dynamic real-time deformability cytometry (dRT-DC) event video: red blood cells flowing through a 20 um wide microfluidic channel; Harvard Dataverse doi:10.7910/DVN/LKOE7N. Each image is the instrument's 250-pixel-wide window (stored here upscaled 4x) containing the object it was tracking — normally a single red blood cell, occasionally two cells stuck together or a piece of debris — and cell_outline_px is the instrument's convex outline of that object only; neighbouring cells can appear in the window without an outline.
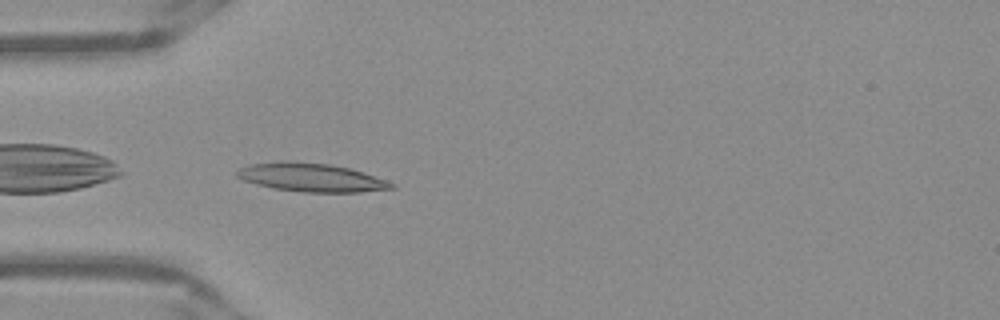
{"species": "Egyptian fruit bat (a non-hibernating species)", "species_latin": "Rousettus aegyptiacus", "temperature_condition": "warm", "stored_images_in_passage": 33, "camera_frame_rate_fps": 3000, "um_per_image_px": 0.085, "frame": {"image": 1, "passage_image": 1, "time_ms": 0.0, "image_size_px": [1000, 320], "cell_outline_px": [[396, 188], [360, 192], [304, 192], [272, 188], [256, 184], [244, 180], [236, 176], [236, 172], [240, 168], [252, 164], [280, 160], [292, 160], [328, 164], [348, 168], [396, 184]], "centroid_in_image_um": [26.41, 15.08], "position_along_channel_um": 58.6, "area_um2": 25.49}}
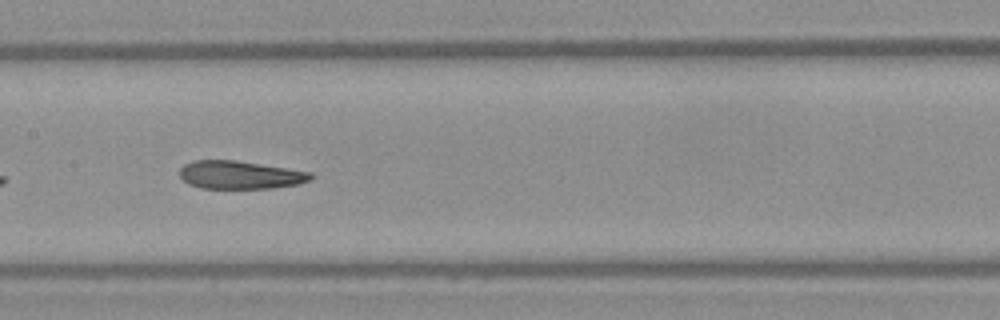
{"frame": {"image": 2, "passage_image": 11, "time_ms": 3.333, "image_size_px": [1000, 320], "cell_outline_px": [[316, 176], [312, 180], [296, 184], [272, 188], [200, 188], [188, 184], [180, 176], [180, 168], [184, 164], [192, 160], [236, 160], [312, 172]], "centroid_in_image_um": [20.42, 14.86], "position_along_channel_um": 187.0, "area_um2": 21.56}}
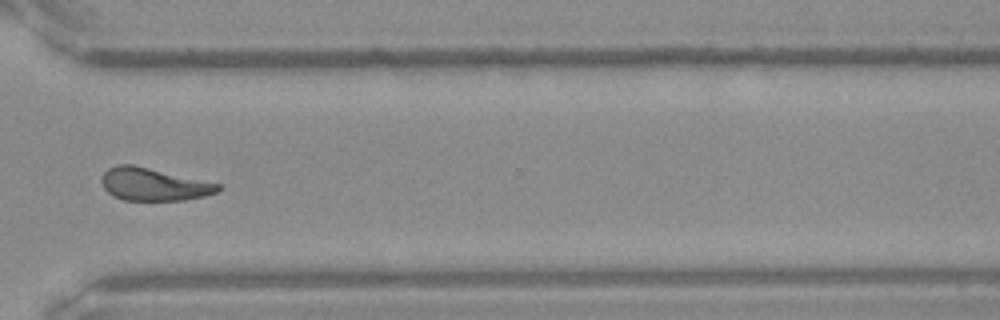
{"frame": {"image": 3, "passage_image": 24, "time_ms": 7.667, "image_size_px": [1000, 320], "cell_outline_px": [[220, 188], [216, 192], [204, 196], [184, 200], [124, 200], [112, 196], [104, 188], [100, 180], [104, 172], [108, 168], [116, 164], [132, 164], [220, 184]], "centroid_in_image_um": [13.0, 15.67], "position_along_channel_um": 357.6, "area_um2": 22.02}, "authors_computed_cell_mechanics": {"area_um2": 21.964, "velocity_mm_per_s": 3.936, "shape_relaxation_time_tau1_ms": 11.067, "shape_relaxation_time_tau2_ms": 1.7259, "deformation_change_tau1": 0.3063, "deformation_change_tau2": 0.0947}}